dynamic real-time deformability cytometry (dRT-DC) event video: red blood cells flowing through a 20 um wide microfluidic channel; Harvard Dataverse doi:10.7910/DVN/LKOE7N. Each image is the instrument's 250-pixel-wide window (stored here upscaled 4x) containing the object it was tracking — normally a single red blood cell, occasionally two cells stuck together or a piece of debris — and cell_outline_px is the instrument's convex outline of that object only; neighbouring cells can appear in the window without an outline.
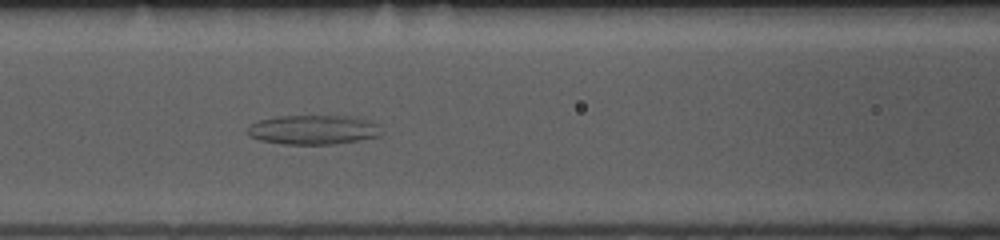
{"species": "common noctule bat (a hibernating species)", "species_latin": "Nyctalus noctula", "temperature_condition": "room temperature", "stored_images_in_passage": 51, "camera_frame_rate_fps": 3000, "um_per_image_px": 0.085, "animal": {"sex": "female", "body_mass_g": 10.0, "forearm_length_mm": 53.1}, "frame": {"image": 1, "passage_image": 19, "time_ms": 6.0, "image_size_px": [1000, 240], "cell_outline_px": [[380, 136], [360, 140], [332, 144], [284, 144], [260, 140], [248, 136], [244, 132], [252, 124], [260, 120], [276, 116], [356, 116], [372, 124], [380, 132]], "centroid_in_image_um": [26.53, 11.03], "position_along_channel_um": 140.1, "area_um2": 22.66}}
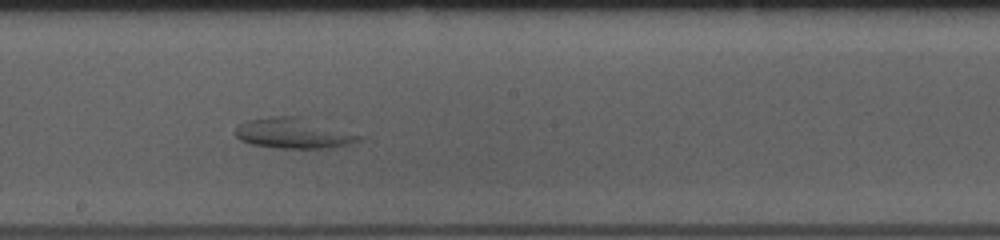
{"frame": {"image": 2, "passage_image": 26, "time_ms": 8.333, "image_size_px": [1000, 240], "cell_outline_px": [[360, 140], [348, 144], [328, 148], [276, 148], [252, 144], [240, 140], [236, 136], [236, 128], [240, 124], [248, 120], [272, 116], [296, 116], [360, 136]], "centroid_in_image_um": [24.84, 11.34], "position_along_channel_um": 223.4, "area_um2": 21.1}}
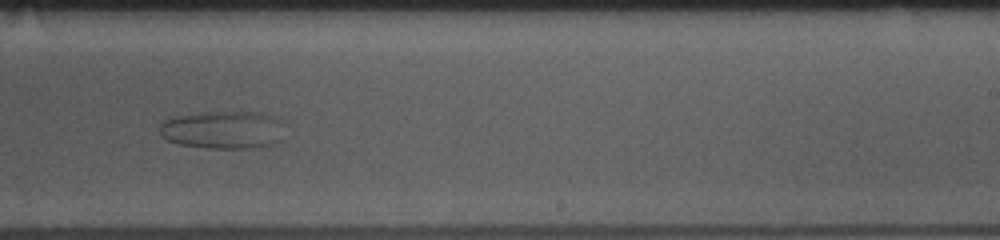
{"frame": {"image": 3, "passage_image": 30, "time_ms": 9.667, "image_size_px": [1000, 240], "cell_outline_px": [[284, 140], [272, 144], [248, 148], [208, 148], [176, 144], [168, 140], [160, 132], [160, 124], [164, 120], [172, 116], [208, 112], [260, 112], [272, 116], [276, 120]], "centroid_in_image_um": [18.9, 11.04], "position_along_channel_um": 270.1, "area_um2": 27.34}}